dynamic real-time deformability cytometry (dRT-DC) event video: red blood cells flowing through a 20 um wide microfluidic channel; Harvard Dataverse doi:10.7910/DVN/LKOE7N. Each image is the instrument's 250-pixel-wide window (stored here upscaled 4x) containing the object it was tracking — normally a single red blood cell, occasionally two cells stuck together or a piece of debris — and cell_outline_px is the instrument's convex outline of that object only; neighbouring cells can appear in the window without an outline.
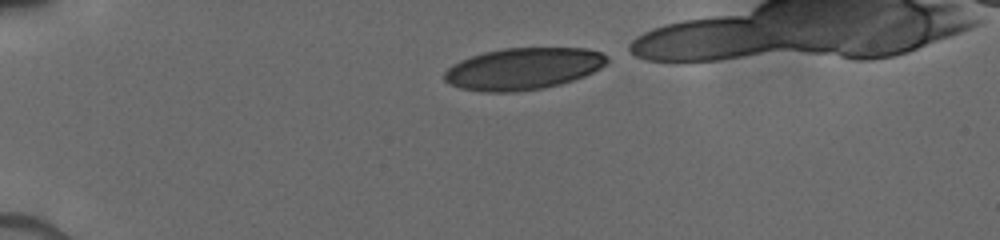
{"species": "human", "species_latin": "Homo sapiens", "temperature_condition": "cold", "stored_images_in_passage": 7, "camera_frame_rate_fps": 3000, "um_per_image_px": 0.085, "donor": {"sex": "male"}, "frame": {"image": 1, "passage_image": 1, "time_ms": 0.0, "image_size_px": [1000, 240], "cell_outline_px": [[608, 60], [600, 68], [584, 76], [560, 84], [544, 88], [516, 92], [480, 92], [460, 88], [448, 84], [444, 80], [444, 72], [452, 64], [460, 60], [484, 52], [504, 48], [584, 48], [600, 52], [608, 56]], "centroid_in_image_um": [44.43, 5.85], "position_along_channel_um": 40.6, "area_um2": 39.71}}
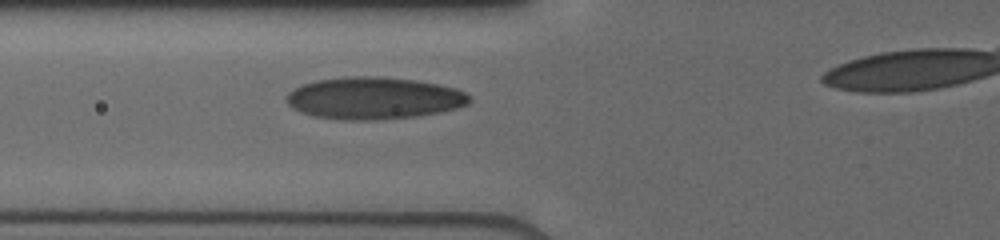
{"frame": {"image": 2, "passage_image": 7, "time_ms": 2.667, "image_size_px": [1000, 240], "cell_outline_px": [[472, 100], [468, 104], [456, 108], [416, 116], [372, 120], [344, 120], [312, 116], [300, 112], [292, 108], [288, 104], [288, 92], [304, 84], [320, 80], [356, 76], [376, 76], [412, 80], [436, 84], [456, 88], [464, 92]], "centroid_in_image_um": [31.77, 8.35], "position_along_channel_um": 94.0, "area_um2": 44.27}}